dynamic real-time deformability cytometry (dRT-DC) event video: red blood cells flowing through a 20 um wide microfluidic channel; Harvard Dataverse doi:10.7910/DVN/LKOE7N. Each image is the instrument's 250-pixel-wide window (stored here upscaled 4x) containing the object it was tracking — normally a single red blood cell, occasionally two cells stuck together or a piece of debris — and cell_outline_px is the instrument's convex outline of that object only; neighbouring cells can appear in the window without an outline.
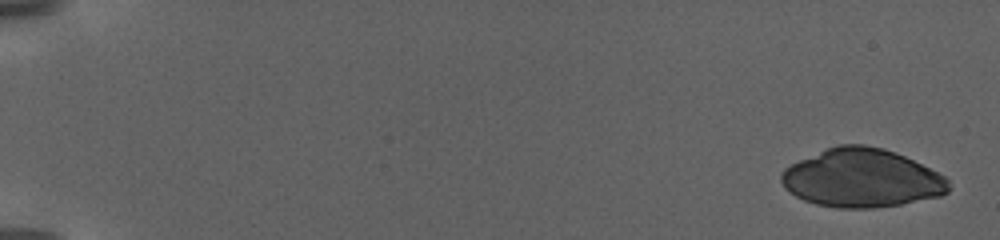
{"species": "human", "species_latin": "Homo sapiens", "temperature_condition": "warm", "stored_images_in_passage": 44, "camera_frame_rate_fps": 3000, "um_per_image_px": 0.085, "donor": {"sex": "female"}, "frame": {"image": 1, "passage_image": 1, "time_ms": 0.0, "image_size_px": [1000, 240], "cell_outline_px": [[948, 192], [940, 196], [900, 204], [872, 208], [836, 208], [816, 204], [804, 200], [788, 192], [784, 188], [780, 180], [780, 176], [784, 168], [800, 160], [828, 148], [840, 144], [864, 144], [884, 148], [904, 156], [944, 176], [948, 180]], "centroid_in_image_um": [73.21, 15.15], "position_along_channel_um": 11.8, "area_um2": 56.64}}